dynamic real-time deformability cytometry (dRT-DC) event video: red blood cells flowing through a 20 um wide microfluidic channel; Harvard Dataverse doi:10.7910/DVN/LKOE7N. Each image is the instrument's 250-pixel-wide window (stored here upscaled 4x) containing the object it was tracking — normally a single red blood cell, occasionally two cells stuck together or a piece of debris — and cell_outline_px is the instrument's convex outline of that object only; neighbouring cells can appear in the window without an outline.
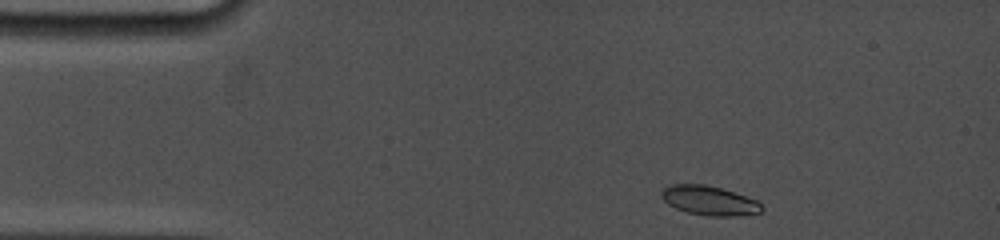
{"species": "common noctule bat (a hibernating species)", "species_latin": "Nyctalus noctula", "temperature_condition": "cold", "stored_images_in_passage": 34, "camera_frame_rate_fps": 5000, "um_per_image_px": 0.085, "animal": {"sex": "female", "body_mass_g": 19.0, "forearm_length_mm": 53.3}, "frame": {"image": 1, "passage_image": 1, "time_ms": 0.0, "image_size_px": [1000, 240], "cell_outline_px": [[764, 208], [760, 212], [732, 216], [708, 216], [688, 212], [676, 208], [668, 204], [660, 196], [660, 192], [664, 188], [672, 184], [704, 184], [720, 188], [756, 200]], "centroid_in_image_um": [60.24, 17.04], "position_along_channel_um": 24.8, "area_um2": 16.88}}
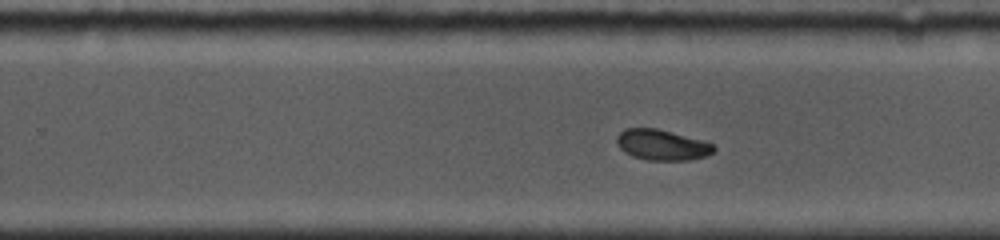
{"frame": {"image": 2, "passage_image": 20, "time_ms": 8.2, "image_size_px": [1000, 240], "cell_outline_px": [[716, 148], [708, 156], [688, 160], [648, 160], [632, 156], [624, 152], [616, 144], [616, 136], [624, 128], [656, 128], [704, 140], [712, 144]], "centroid_in_image_um": [56.25, 12.31], "position_along_channel_um": 273.5, "area_um2": 17.46}}
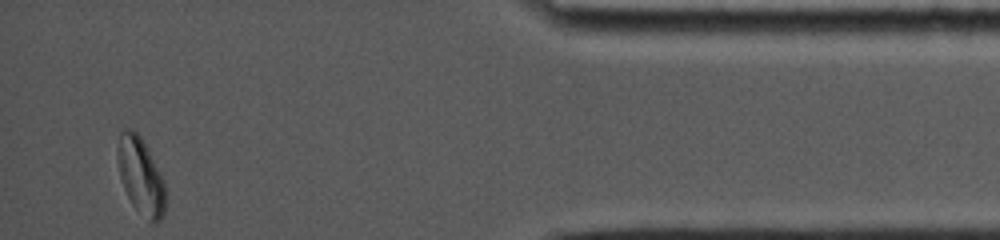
{"frame": {"image": 3, "passage_image": 34, "time_ms": 13.2, "image_size_px": [1000, 240], "cell_outline_px": [[164, 216], [156, 224], [152, 224], [132, 204], [124, 188], [120, 176], [116, 152], [120, 132], [128, 128], [132, 128], [140, 136], [164, 184]], "centroid_in_image_um": [11.92, 14.98], "position_along_channel_um": 423.3, "area_um2": 20.75}, "authors_computed_cell_mechanics": {"area_um2": 17.8024, "velocity_mm_per_s": 3.8099, "shape_relaxation_time_tau1_ms": 3.8095, "shape_relaxation_time_tau2_ms": 3.5675, "deformation_change_tau1": 0.1377, "deformation_change_tau2": 0.0474}}